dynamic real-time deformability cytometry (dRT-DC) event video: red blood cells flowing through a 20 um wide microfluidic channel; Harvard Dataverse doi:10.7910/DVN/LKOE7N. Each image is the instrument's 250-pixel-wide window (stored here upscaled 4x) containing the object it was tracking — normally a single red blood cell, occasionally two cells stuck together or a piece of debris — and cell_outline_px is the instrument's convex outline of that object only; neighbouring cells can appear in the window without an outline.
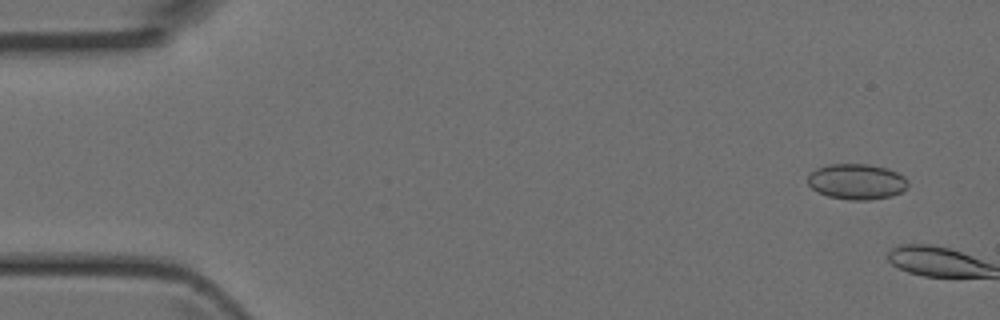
{"species": "Egyptian fruit bat (a non-hibernating species)", "species_latin": "Rousettus aegyptiacus", "temperature_condition": "room temperature", "stored_images_in_passage": 5, "camera_frame_rate_fps": 3000, "um_per_image_px": 0.085, "animal": {"sex": "female"}, "frame": {"image": 1, "passage_image": 3, "time_ms": 0.667, "image_size_px": [1000, 320], "cell_outline_px": [[908, 184], [900, 192], [888, 196], [868, 200], [848, 200], [828, 196], [812, 188], [808, 184], [808, 176], [816, 168], [828, 164], [868, 164], [888, 168], [904, 176], [908, 180]], "centroid_in_image_um": [72.81, 15.42], "position_along_channel_um": 12.2, "area_um2": 20.63}}